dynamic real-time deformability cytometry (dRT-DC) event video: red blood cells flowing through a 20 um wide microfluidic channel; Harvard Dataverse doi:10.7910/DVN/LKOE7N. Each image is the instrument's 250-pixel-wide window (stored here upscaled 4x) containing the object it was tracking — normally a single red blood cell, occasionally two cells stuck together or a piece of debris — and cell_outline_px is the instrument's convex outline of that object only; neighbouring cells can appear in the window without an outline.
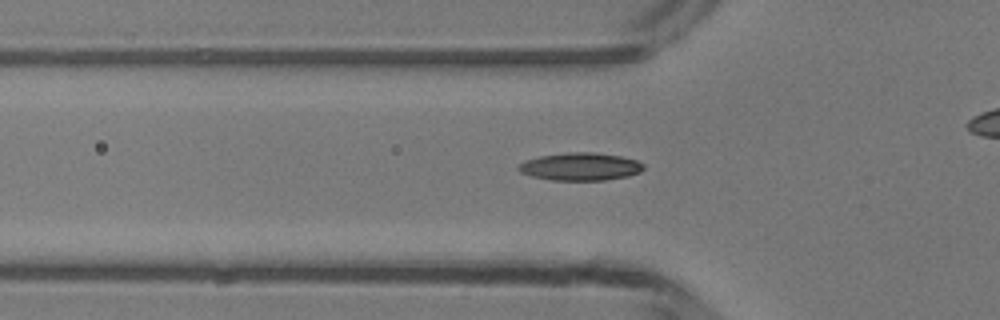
{"species": "common noctule bat (a hibernating species)", "species_latin": "Nyctalus noctula", "temperature_condition": "room temperature", "stored_images_in_passage": 41, "camera_frame_rate_fps": 3000, "um_per_image_px": 0.085, "animal": {"sex": "male", "body_mass_g": 13.3}, "frame": {"image": 1, "passage_image": 17, "time_ms": 5.333, "image_size_px": [1000, 320], "cell_outline_px": [[644, 168], [640, 172], [628, 176], [604, 180], [552, 180], [532, 176], [520, 172], [516, 168], [524, 160], [540, 156], [568, 152], [596, 152], [620, 156], [636, 160], [644, 164]], "centroid_in_image_um": [49.33, 14.15], "position_along_channel_um": 76.5, "area_um2": 20.23}}
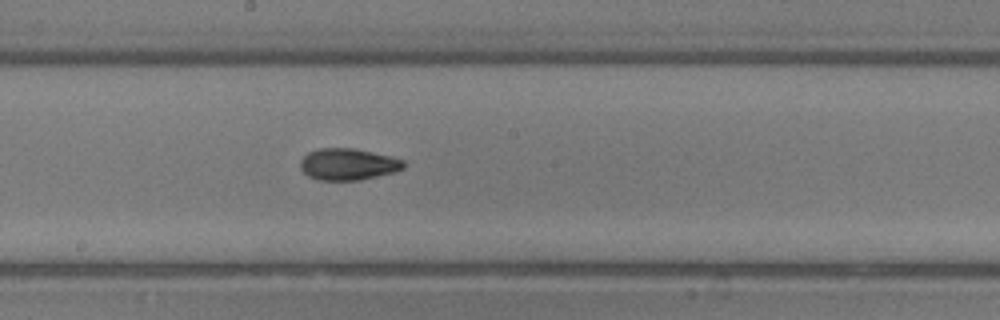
{"frame": {"image": 2, "passage_image": 27, "time_ms": 8.667, "image_size_px": [1000, 320], "cell_outline_px": [[404, 168], [396, 172], [360, 180], [320, 180], [308, 176], [300, 168], [300, 160], [308, 152], [320, 148], [352, 148], [392, 156], [404, 160]], "centroid_in_image_um": [29.59, 13.96], "position_along_channel_um": 218.6, "area_um2": 19.13}}
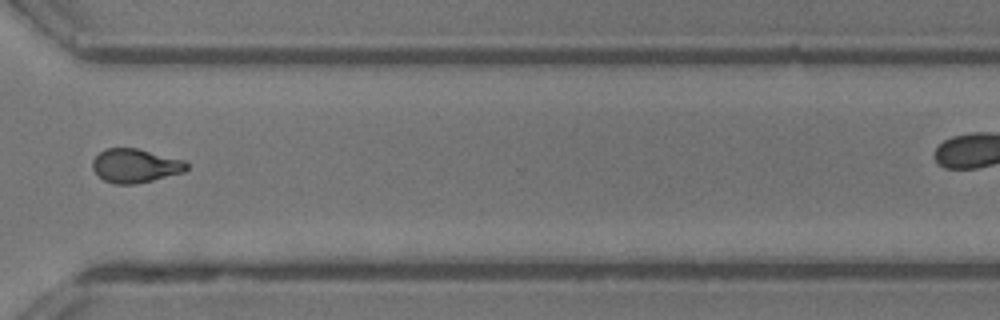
{"frame": {"image": 3, "passage_image": 37, "time_ms": 12.0, "image_size_px": [1000, 320], "cell_outline_px": [[188, 168], [184, 172], [152, 180], [132, 184], [116, 184], [104, 180], [92, 168], [92, 160], [104, 148], [136, 148], [184, 160], [188, 164]], "centroid_in_image_um": [11.49, 14.08], "position_along_channel_um": 359.1, "area_um2": 18.38}}